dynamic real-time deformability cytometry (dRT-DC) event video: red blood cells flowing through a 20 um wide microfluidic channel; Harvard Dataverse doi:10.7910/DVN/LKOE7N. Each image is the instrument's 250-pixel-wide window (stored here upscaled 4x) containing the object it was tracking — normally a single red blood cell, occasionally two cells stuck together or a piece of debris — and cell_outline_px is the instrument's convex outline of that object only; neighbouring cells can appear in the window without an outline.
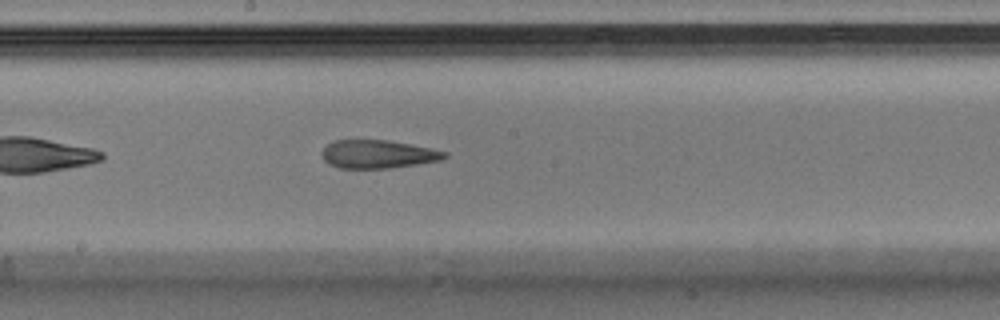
{"species": "Egyptian fruit bat (a non-hibernating species)", "species_latin": "Rousettus aegyptiacus", "temperature_condition": "warm", "stored_images_in_passage": 25, "camera_frame_rate_fps": 3000, "um_per_image_px": 0.085, "animal": {"sex": "male"}, "frame": {"image": 1, "passage_image": 11, "time_ms": 3.333, "image_size_px": [1000, 320], "cell_outline_px": [[448, 156], [440, 160], [392, 168], [340, 168], [324, 160], [320, 152], [328, 144], [336, 140], [388, 140], [412, 144], [432, 148], [448, 152]], "centroid_in_image_um": [32.15, 13.1], "position_along_channel_um": 216.0, "area_um2": 20.17}}